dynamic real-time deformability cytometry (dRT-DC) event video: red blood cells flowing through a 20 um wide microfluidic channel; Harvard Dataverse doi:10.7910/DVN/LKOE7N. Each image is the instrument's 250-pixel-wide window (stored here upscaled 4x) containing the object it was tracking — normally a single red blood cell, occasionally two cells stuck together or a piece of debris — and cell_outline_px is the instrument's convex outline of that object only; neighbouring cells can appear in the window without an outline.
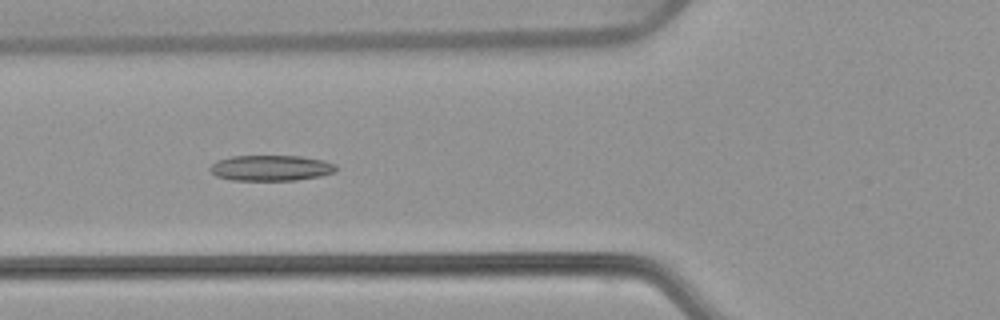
{"species": "common noctule bat (a hibernating species)", "species_latin": "Nyctalus noctula", "temperature_condition": "warm", "stored_images_in_passage": 41, "camera_frame_rate_fps": 3000, "um_per_image_px": 0.085, "animal": {"sex": "female", "body_mass_g": 22.7, "forearm_length_mm": 54.2}, "frame": {"image": 1, "passage_image": 7, "time_ms": 2.0, "image_size_px": [1000, 320], "cell_outline_px": [[336, 172], [320, 176], [296, 180], [232, 180], [216, 176], [208, 168], [216, 160], [232, 156], [300, 156], [324, 160], [336, 164]], "centroid_in_image_um": [23.03, 14.27], "position_along_channel_um": 102.8, "area_um2": 18.9}}
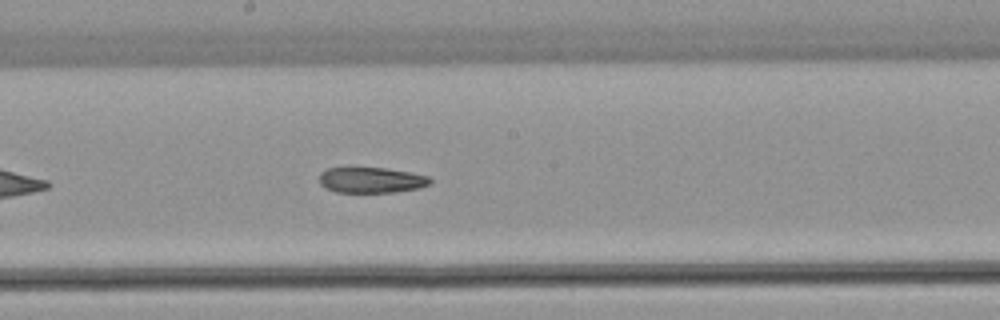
{"frame": {"image": 2, "passage_image": 16, "time_ms": 5.0, "image_size_px": [1000, 320], "cell_outline_px": [[432, 184], [420, 188], [396, 192], [336, 192], [324, 188], [320, 184], [320, 172], [328, 168], [352, 164], [388, 168], [428, 176], [432, 180]], "centroid_in_image_um": [31.51, 15.26], "position_along_channel_um": 216.7, "area_um2": 17.51}}
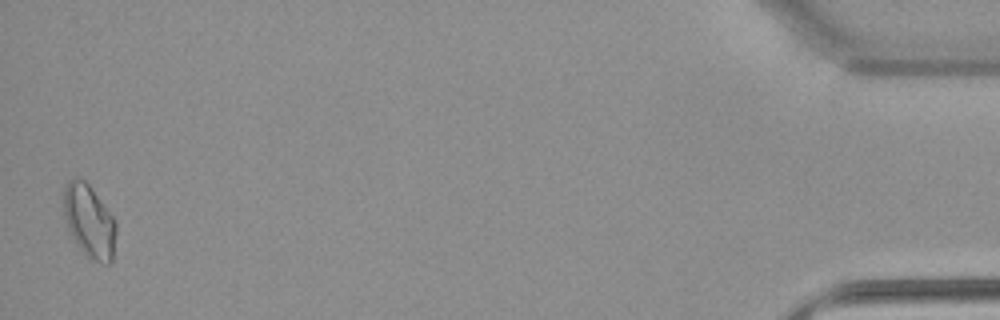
{"frame": {"image": 3, "passage_image": 40, "time_ms": 13.0, "image_size_px": [1000, 320], "cell_outline_px": [[116, 232], [112, 260], [108, 264], [100, 264], [92, 260], [80, 248], [72, 236], [68, 228], [60, 196], [68, 180], [72, 176], [76, 176], [84, 180], [88, 184], [116, 220]], "centroid_in_image_um": [7.56, 18.76], "position_along_channel_um": 427.6, "area_um2": 22.54}, "authors_computed_cell_mechanics": {"area_um2": 18.207, "velocity_mm_per_s": 3.7959, "shape_relaxation_time_tau1_ms": 8.2138, "shape_relaxation_time_tau2_ms": 6.2246, "deformation_change_tau1": 0.1749, "deformation_change_tau2": 0.1389}}